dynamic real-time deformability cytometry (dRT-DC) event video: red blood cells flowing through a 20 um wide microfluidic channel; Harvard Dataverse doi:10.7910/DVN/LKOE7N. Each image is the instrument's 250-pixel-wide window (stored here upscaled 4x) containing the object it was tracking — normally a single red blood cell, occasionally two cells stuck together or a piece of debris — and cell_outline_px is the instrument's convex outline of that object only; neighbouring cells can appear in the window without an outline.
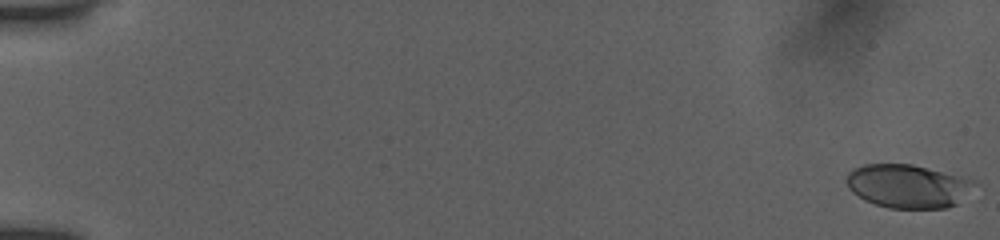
{"species": "human", "species_latin": "Homo sapiens", "temperature_condition": "room temperature", "stored_images_in_passage": 18, "camera_frame_rate_fps": 3000, "um_per_image_px": 0.085, "donor": {"sex": "female"}, "frame": {"image": 1, "passage_image": 1, "time_ms": 0.0, "image_size_px": [1000, 240], "cell_outline_px": [[984, 188], [956, 204], [944, 208], [888, 208], [864, 200], [852, 192], [848, 188], [848, 172], [864, 164], [912, 164], [976, 180]], "centroid_in_image_um": [77.33, 15.83], "position_along_channel_um": 7.7, "area_um2": 33.06}}
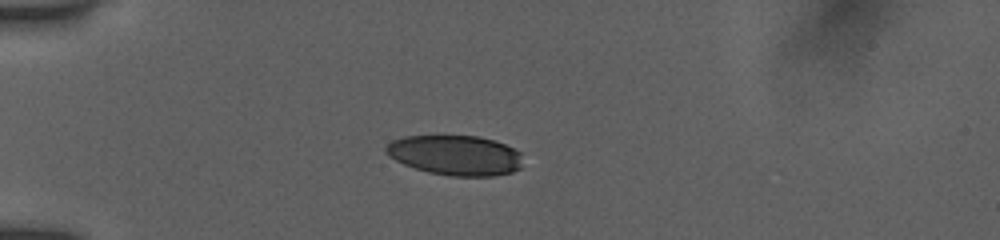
{"frame": {"image": 2, "passage_image": 16, "time_ms": 5.0, "image_size_px": [1000, 240], "cell_outline_px": [[520, 168], [512, 172], [492, 176], [452, 176], [428, 172], [404, 164], [388, 156], [384, 152], [384, 148], [392, 140], [404, 136], [480, 136], [504, 144], [520, 152]], "centroid_in_image_um": [38.67, 13.19], "position_along_channel_um": 46.3, "area_um2": 31.73}}